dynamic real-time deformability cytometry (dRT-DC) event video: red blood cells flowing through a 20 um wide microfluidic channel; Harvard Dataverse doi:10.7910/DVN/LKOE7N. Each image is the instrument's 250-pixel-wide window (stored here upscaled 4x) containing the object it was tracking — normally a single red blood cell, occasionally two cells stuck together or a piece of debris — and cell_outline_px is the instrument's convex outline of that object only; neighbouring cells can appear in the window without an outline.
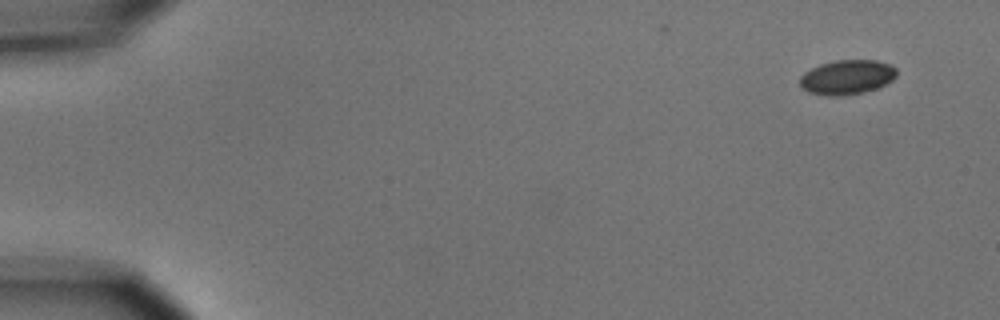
{"species": "common noctule bat (a hibernating species)", "species_latin": "Nyctalus noctula", "temperature_condition": "cold", "stored_images_in_passage": 3, "camera_frame_rate_fps": 3000, "um_per_image_px": 0.085, "animal": {"sex": "male", "body_mass_g": 15.6}, "frame": {"image": 1, "passage_image": 1, "time_ms": 0.0, "image_size_px": [1000, 320], "cell_outline_px": [[896, 76], [892, 80], [880, 88], [844, 96], [828, 96], [808, 92], [800, 88], [800, 76], [804, 72], [820, 64], [836, 60], [876, 60], [892, 64], [896, 68]], "centroid_in_image_um": [72.0, 6.56], "position_along_channel_um": 13.0, "area_um2": 19.77}}